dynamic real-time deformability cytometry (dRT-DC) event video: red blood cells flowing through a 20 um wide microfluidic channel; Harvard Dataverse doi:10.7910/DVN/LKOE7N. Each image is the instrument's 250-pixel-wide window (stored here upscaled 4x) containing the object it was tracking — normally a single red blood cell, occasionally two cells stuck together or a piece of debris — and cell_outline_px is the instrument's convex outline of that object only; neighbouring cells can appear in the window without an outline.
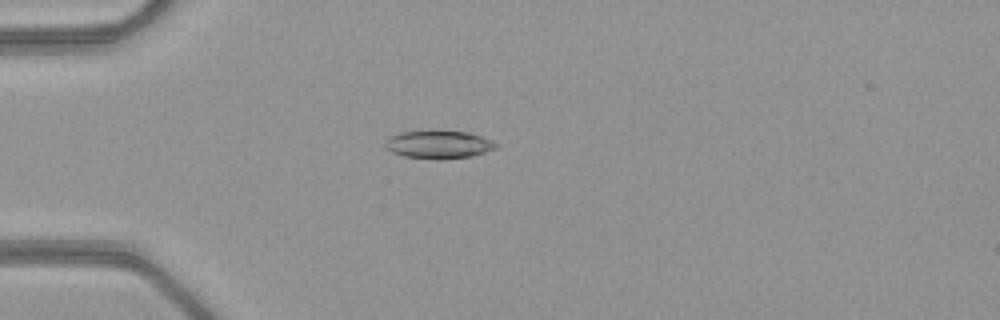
{"species": "common noctule bat (a hibernating species)", "species_latin": "Nyctalus noctula", "temperature_condition": "warm", "stored_images_in_passage": 51, "camera_frame_rate_fps": 3000, "um_per_image_px": 0.085, "animal": {"sex": "female", "body_mass_g": 21.9}, "frame": {"image": 1, "passage_image": 14, "time_ms": 4.333, "image_size_px": [1000, 320], "cell_outline_px": [[500, 144], [496, 148], [472, 156], [444, 160], [440, 160], [404, 156], [392, 152], [384, 144], [388, 136], [400, 132], [432, 128], [468, 132], [492, 140]], "centroid_in_image_um": [37.28, 12.24], "position_along_channel_um": 47.7, "area_um2": 18.84}}
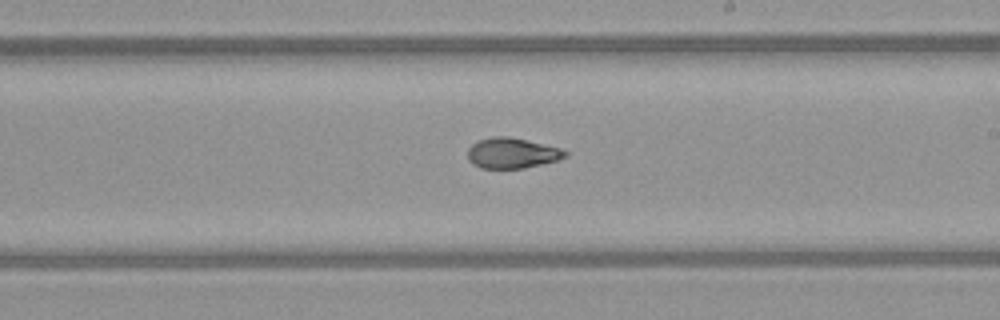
{"frame": {"image": 2, "passage_image": 30, "time_ms": 9.667, "image_size_px": [1000, 320], "cell_outline_px": [[568, 156], [556, 160], [524, 168], [480, 168], [472, 164], [468, 160], [468, 148], [476, 140], [492, 136], [508, 136], [560, 148], [568, 152]], "centroid_in_image_um": [43.47, 13.01], "position_along_channel_um": 245.5, "area_um2": 17.28}}
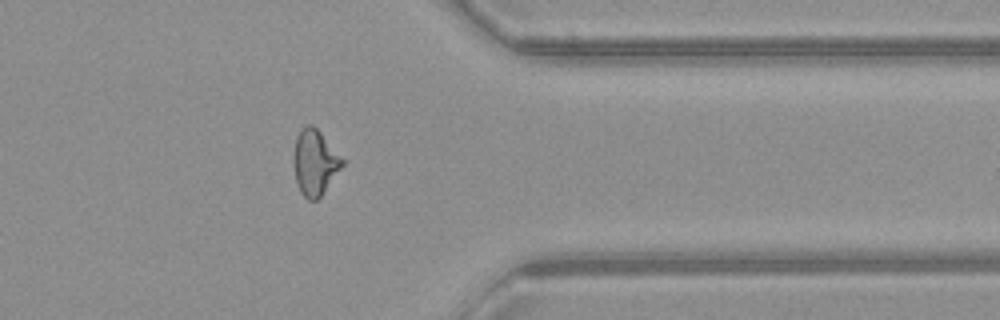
{"frame": {"image": 3, "passage_image": 41, "time_ms": 13.333, "image_size_px": [1000, 320], "cell_outline_px": [[344, 164], [320, 196], [316, 200], [308, 200], [300, 192], [296, 180], [292, 160], [292, 156], [296, 136], [308, 124], [312, 124], [320, 132], [344, 160]], "centroid_in_image_um": [26.73, 13.81], "position_along_channel_um": 384.7, "area_um2": 18.32}, "authors_computed_cell_mechanics": {"area_um2": 18.3226, "velocity_mm_per_s": 4.0658, "shape_relaxation_time_tau1_ms": 6.0434, "shape_relaxation_time_tau2_ms": 2.1061, "deformation_change_tau1": 0.2087, "deformation_change_tau2": 0.0874}}